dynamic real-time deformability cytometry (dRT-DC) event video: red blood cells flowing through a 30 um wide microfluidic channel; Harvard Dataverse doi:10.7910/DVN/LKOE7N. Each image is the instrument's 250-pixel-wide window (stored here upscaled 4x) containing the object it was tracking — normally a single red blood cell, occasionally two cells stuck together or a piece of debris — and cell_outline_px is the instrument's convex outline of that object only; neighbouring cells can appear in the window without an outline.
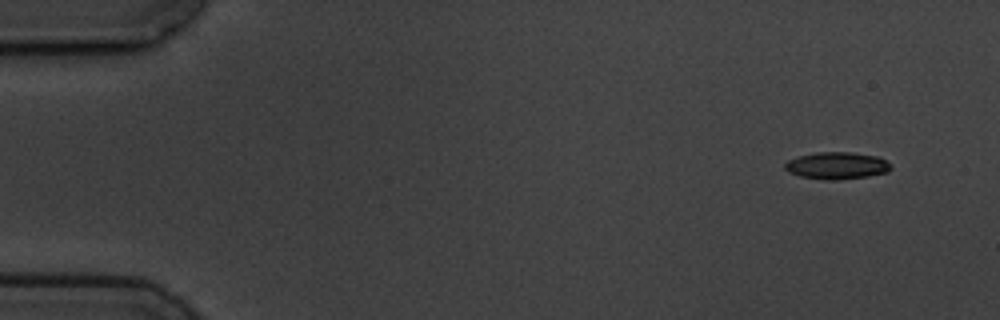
{"species": "common noctule bat (a hibernating species)", "species_latin": "Nyctalus noctula", "temperature_condition": "cold", "stored_images_in_passage": 4, "camera_frame_rate_fps": 3000, "um_per_image_px": 0.085, "animal": {"sex": "male", "body_mass_g": 19.5, "forearm_length_mm": 54.6}, "frame": {"image": 1, "passage_image": 1, "time_ms": 0.0, "image_size_px": [1000, 320], "cell_outline_px": [[892, 168], [888, 172], [868, 176], [840, 180], [824, 180], [800, 176], [788, 172], [784, 168], [784, 164], [788, 160], [800, 156], [816, 152], [852, 152], [880, 156], [892, 164]], "centroid_in_image_um": [71.17, 14.08], "position_along_channel_um": 13.8, "area_um2": 16.99}}
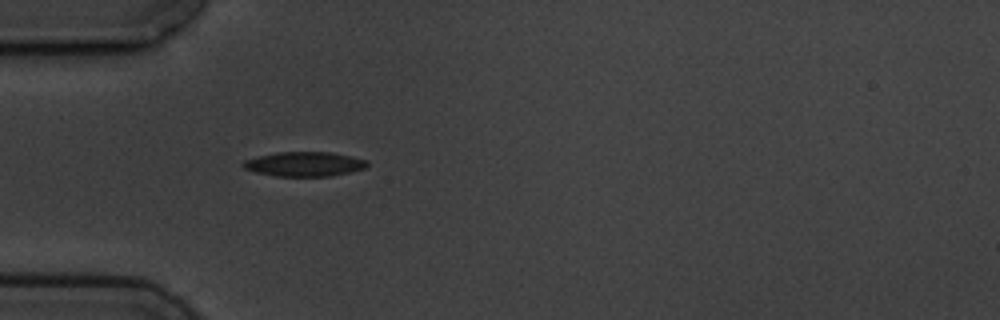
{"frame": {"image": 2, "passage_image": 4, "time_ms": 4.333, "image_size_px": [1000, 320], "cell_outline_px": [[368, 164], [364, 168], [332, 176], [276, 176], [256, 172], [244, 168], [240, 164], [244, 160], [256, 156], [276, 152], [332, 152], [364, 160]], "centroid_in_image_um": [25.79, 13.94], "position_along_channel_um": 59.2, "area_um2": 17.57}}